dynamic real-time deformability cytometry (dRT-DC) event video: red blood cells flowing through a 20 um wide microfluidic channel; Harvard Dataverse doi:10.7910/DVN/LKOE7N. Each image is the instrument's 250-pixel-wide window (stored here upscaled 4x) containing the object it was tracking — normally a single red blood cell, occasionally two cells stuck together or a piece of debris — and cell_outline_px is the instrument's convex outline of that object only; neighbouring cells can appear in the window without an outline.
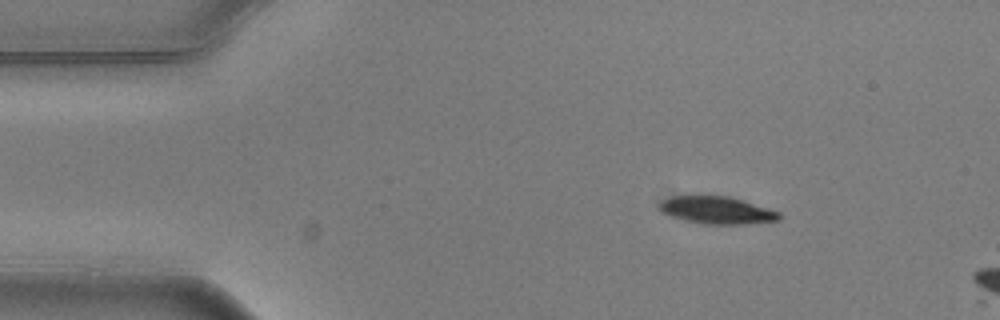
{"species": "common noctule bat (a hibernating species)", "species_latin": "Nyctalus noctula", "temperature_condition": "warm", "stored_images_in_passage": 3, "camera_frame_rate_fps": 3000, "um_per_image_px": 0.085, "animal": {"sex": "male", "body_mass_g": 20.5, "forearm_length_mm": 52.5}, "frame": {"image": 1, "passage_image": 1, "time_ms": 0.0, "image_size_px": [1000, 320], "cell_outline_px": [[780, 220], [744, 224], [704, 224], [684, 220], [672, 216], [664, 212], [660, 208], [660, 200], [668, 196], [728, 196], [768, 208], [780, 212]], "centroid_in_image_um": [60.93, 17.87], "position_along_channel_um": 24.1, "area_um2": 18.9}}